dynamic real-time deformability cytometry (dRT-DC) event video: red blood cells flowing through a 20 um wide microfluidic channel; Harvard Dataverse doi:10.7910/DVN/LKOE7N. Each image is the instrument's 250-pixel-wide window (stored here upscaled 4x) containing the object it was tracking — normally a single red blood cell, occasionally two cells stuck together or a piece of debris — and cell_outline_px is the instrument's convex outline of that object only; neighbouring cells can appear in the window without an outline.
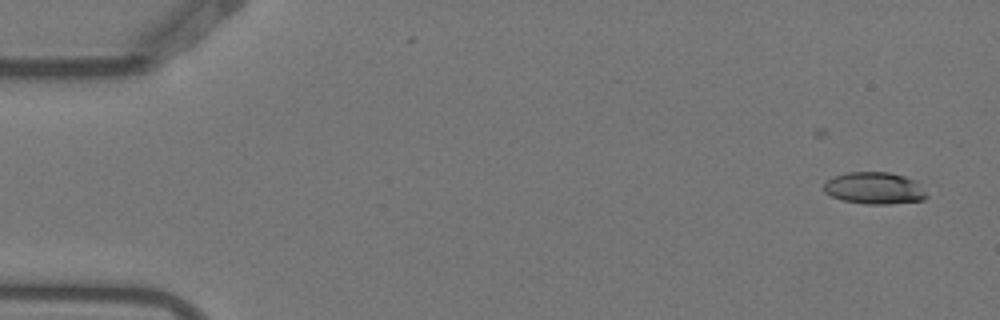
{"species": "Egyptian fruit bat (a non-hibernating species)", "species_latin": "Rousettus aegyptiacus", "temperature_condition": "warm", "stored_images_in_passage": 7, "segment_of_instrument_passage": [1, 2], "camera_frame_rate_fps": 3000, "um_per_image_px": 0.085, "animal": {"sex": "female"}, "frame": {"image": 1, "passage_image": 2, "time_ms": 0.333, "image_size_px": [1000, 320], "cell_outline_px": [[928, 196], [924, 200], [888, 204], [864, 204], [840, 200], [824, 192], [824, 184], [832, 176], [848, 172], [888, 172], [904, 176], [916, 180]], "centroid_in_image_um": [74.32, 15.99], "position_along_channel_um": 10.7, "area_um2": 19.25}}
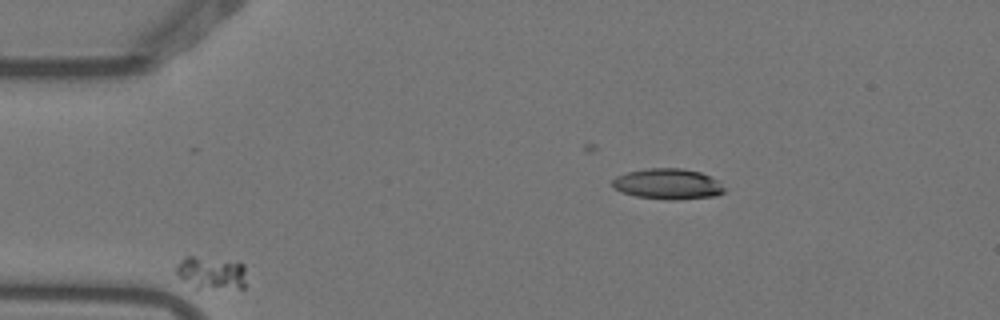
{"frame": {"image": 2, "passage_image": 4, "time_ms": 1.0, "image_size_px": [1000, 320], "cell_outline_px": [[244, 288], [196, 288], [184, 280], [176, 272], [176, 264], [184, 256], [192, 256], [240, 260], [244, 264]], "centroid_in_image_um": [17.98, 23.15], "position_along_channel_um": 67.0, "area_um2": 13.58}}
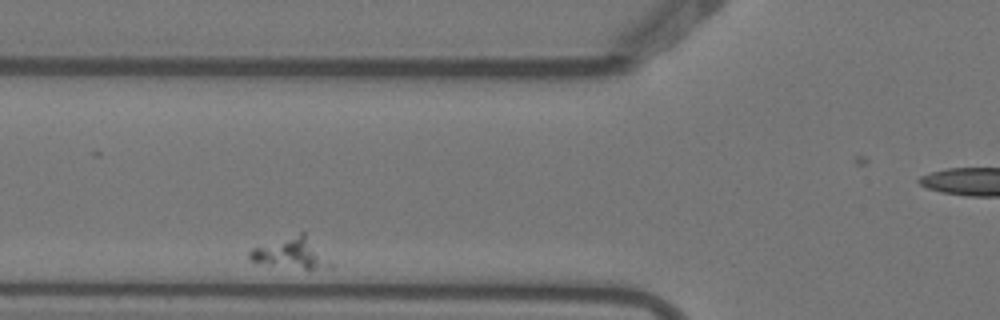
{"frame": {"image": 3, "passage_image": 5, "time_ms": 1.333, "image_size_px": [1000, 320], "cell_outline_px": [[336, 264], [332, 268], [304, 268], [272, 264], [248, 260], [248, 252], [252, 248], [300, 232], [304, 232]], "centroid_in_image_um": [24.83, 21.5], "position_along_channel_um": 101.0, "area_um2": 14.33}}